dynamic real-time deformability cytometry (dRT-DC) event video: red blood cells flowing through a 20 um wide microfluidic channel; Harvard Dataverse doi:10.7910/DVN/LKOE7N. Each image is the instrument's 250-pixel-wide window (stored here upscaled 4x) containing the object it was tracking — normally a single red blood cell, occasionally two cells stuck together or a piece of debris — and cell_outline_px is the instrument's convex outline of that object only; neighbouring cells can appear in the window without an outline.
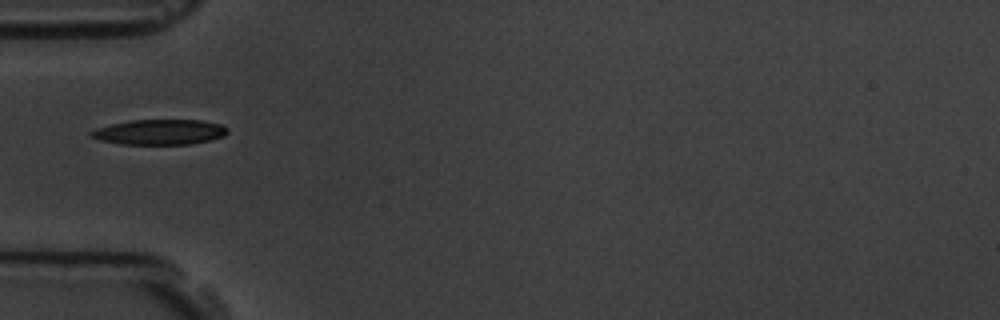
{"species": "common noctule bat (a hibernating species)", "species_latin": "Nyctalus noctula", "temperature_condition": "room temperature", "stored_images_in_passage": 1, "camera_frame_rate_fps": 3000, "um_per_image_px": 0.085, "animal": {"sex": "male", "body_mass_g": 19.5, "forearm_length_mm": 54.6}, "frame": {"image": 1, "passage_image": 1, "time_ms": 0.0, "image_size_px": [1000, 320], "cell_outline_px": [[228, 132], [224, 136], [208, 140], [188, 144], [120, 144], [100, 140], [88, 136], [88, 132], [96, 128], [128, 120], [200, 120], [220, 124], [228, 128]], "centroid_in_image_um": [13.52, 11.22], "position_along_channel_um": 71.5, "area_um2": 20.06}}